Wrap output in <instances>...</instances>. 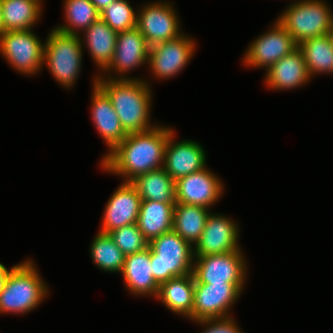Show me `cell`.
<instances>
[{
  "label": "cell",
  "mask_w": 333,
  "mask_h": 333,
  "mask_svg": "<svg viewBox=\"0 0 333 333\" xmlns=\"http://www.w3.org/2000/svg\"><path fill=\"white\" fill-rule=\"evenodd\" d=\"M96 77V84L110 98L127 134L148 131L157 126L150 124L152 92L147 81L140 78L105 79V76L101 75Z\"/></svg>",
  "instance_id": "2"
},
{
  "label": "cell",
  "mask_w": 333,
  "mask_h": 333,
  "mask_svg": "<svg viewBox=\"0 0 333 333\" xmlns=\"http://www.w3.org/2000/svg\"><path fill=\"white\" fill-rule=\"evenodd\" d=\"M277 21L296 44L329 33L333 12L322 0H299L288 6Z\"/></svg>",
  "instance_id": "5"
},
{
  "label": "cell",
  "mask_w": 333,
  "mask_h": 333,
  "mask_svg": "<svg viewBox=\"0 0 333 333\" xmlns=\"http://www.w3.org/2000/svg\"><path fill=\"white\" fill-rule=\"evenodd\" d=\"M245 284L195 283L194 305L190 320L231 317L228 311L238 300Z\"/></svg>",
  "instance_id": "9"
},
{
  "label": "cell",
  "mask_w": 333,
  "mask_h": 333,
  "mask_svg": "<svg viewBox=\"0 0 333 333\" xmlns=\"http://www.w3.org/2000/svg\"><path fill=\"white\" fill-rule=\"evenodd\" d=\"M142 199L131 182L123 183L108 200L100 232L110 233L121 227L136 224Z\"/></svg>",
  "instance_id": "15"
},
{
  "label": "cell",
  "mask_w": 333,
  "mask_h": 333,
  "mask_svg": "<svg viewBox=\"0 0 333 333\" xmlns=\"http://www.w3.org/2000/svg\"><path fill=\"white\" fill-rule=\"evenodd\" d=\"M12 268L13 267H11V269H7L2 263H0V293L4 289L7 276L10 273V271L12 270Z\"/></svg>",
  "instance_id": "33"
},
{
  "label": "cell",
  "mask_w": 333,
  "mask_h": 333,
  "mask_svg": "<svg viewBox=\"0 0 333 333\" xmlns=\"http://www.w3.org/2000/svg\"><path fill=\"white\" fill-rule=\"evenodd\" d=\"M131 183L136 187L142 201L152 200L176 204L175 181L162 168L137 176Z\"/></svg>",
  "instance_id": "24"
},
{
  "label": "cell",
  "mask_w": 333,
  "mask_h": 333,
  "mask_svg": "<svg viewBox=\"0 0 333 333\" xmlns=\"http://www.w3.org/2000/svg\"><path fill=\"white\" fill-rule=\"evenodd\" d=\"M80 35L61 33L55 28L48 35L44 47V64L52 76L66 89L73 87L82 65Z\"/></svg>",
  "instance_id": "6"
},
{
  "label": "cell",
  "mask_w": 333,
  "mask_h": 333,
  "mask_svg": "<svg viewBox=\"0 0 333 333\" xmlns=\"http://www.w3.org/2000/svg\"><path fill=\"white\" fill-rule=\"evenodd\" d=\"M226 216L210 214L198 242L195 244L194 257L224 254L241 249L238 245V225Z\"/></svg>",
  "instance_id": "14"
},
{
  "label": "cell",
  "mask_w": 333,
  "mask_h": 333,
  "mask_svg": "<svg viewBox=\"0 0 333 333\" xmlns=\"http://www.w3.org/2000/svg\"><path fill=\"white\" fill-rule=\"evenodd\" d=\"M195 279L193 274L175 277L159 285L156 299L173 313L189 318L194 305Z\"/></svg>",
  "instance_id": "21"
},
{
  "label": "cell",
  "mask_w": 333,
  "mask_h": 333,
  "mask_svg": "<svg viewBox=\"0 0 333 333\" xmlns=\"http://www.w3.org/2000/svg\"><path fill=\"white\" fill-rule=\"evenodd\" d=\"M150 46L147 44L145 37L141 34L140 30L135 27L130 30H125L117 34L116 47L113 59L110 65L104 70L113 73H119L120 77L115 78L107 76L110 79H136L127 78L123 74L135 69V67L142 66L148 63ZM118 71V72H117Z\"/></svg>",
  "instance_id": "17"
},
{
  "label": "cell",
  "mask_w": 333,
  "mask_h": 333,
  "mask_svg": "<svg viewBox=\"0 0 333 333\" xmlns=\"http://www.w3.org/2000/svg\"><path fill=\"white\" fill-rule=\"evenodd\" d=\"M195 322L202 324V326L206 325L207 328L203 331V333H242L237 325V322H235L232 317L199 320Z\"/></svg>",
  "instance_id": "32"
},
{
  "label": "cell",
  "mask_w": 333,
  "mask_h": 333,
  "mask_svg": "<svg viewBox=\"0 0 333 333\" xmlns=\"http://www.w3.org/2000/svg\"><path fill=\"white\" fill-rule=\"evenodd\" d=\"M109 235L125 256L141 252L149 245L137 224L121 227L111 231Z\"/></svg>",
  "instance_id": "31"
},
{
  "label": "cell",
  "mask_w": 333,
  "mask_h": 333,
  "mask_svg": "<svg viewBox=\"0 0 333 333\" xmlns=\"http://www.w3.org/2000/svg\"><path fill=\"white\" fill-rule=\"evenodd\" d=\"M85 45L89 49L94 63L103 71L110 65L116 47L117 32L101 19L84 31ZM86 38V39H85Z\"/></svg>",
  "instance_id": "23"
},
{
  "label": "cell",
  "mask_w": 333,
  "mask_h": 333,
  "mask_svg": "<svg viewBox=\"0 0 333 333\" xmlns=\"http://www.w3.org/2000/svg\"><path fill=\"white\" fill-rule=\"evenodd\" d=\"M328 35L330 36L331 41H332V45H333V22H332V25H331V28L329 30Z\"/></svg>",
  "instance_id": "36"
},
{
  "label": "cell",
  "mask_w": 333,
  "mask_h": 333,
  "mask_svg": "<svg viewBox=\"0 0 333 333\" xmlns=\"http://www.w3.org/2000/svg\"><path fill=\"white\" fill-rule=\"evenodd\" d=\"M96 78L93 80L92 87L91 116L95 128L108 146L109 152H111L128 134L123 129L110 98L96 84Z\"/></svg>",
  "instance_id": "18"
},
{
  "label": "cell",
  "mask_w": 333,
  "mask_h": 333,
  "mask_svg": "<svg viewBox=\"0 0 333 333\" xmlns=\"http://www.w3.org/2000/svg\"><path fill=\"white\" fill-rule=\"evenodd\" d=\"M48 287L31 260L13 266L0 293V313H27L48 295Z\"/></svg>",
  "instance_id": "3"
},
{
  "label": "cell",
  "mask_w": 333,
  "mask_h": 333,
  "mask_svg": "<svg viewBox=\"0 0 333 333\" xmlns=\"http://www.w3.org/2000/svg\"><path fill=\"white\" fill-rule=\"evenodd\" d=\"M209 209L198 205L176 203L173 230L193 247L205 228Z\"/></svg>",
  "instance_id": "26"
},
{
  "label": "cell",
  "mask_w": 333,
  "mask_h": 333,
  "mask_svg": "<svg viewBox=\"0 0 333 333\" xmlns=\"http://www.w3.org/2000/svg\"><path fill=\"white\" fill-rule=\"evenodd\" d=\"M266 71V85L273 90L300 87L310 80L303 54L298 47Z\"/></svg>",
  "instance_id": "19"
},
{
  "label": "cell",
  "mask_w": 333,
  "mask_h": 333,
  "mask_svg": "<svg viewBox=\"0 0 333 333\" xmlns=\"http://www.w3.org/2000/svg\"><path fill=\"white\" fill-rule=\"evenodd\" d=\"M41 0H2L3 32L30 30L40 19Z\"/></svg>",
  "instance_id": "25"
},
{
  "label": "cell",
  "mask_w": 333,
  "mask_h": 333,
  "mask_svg": "<svg viewBox=\"0 0 333 333\" xmlns=\"http://www.w3.org/2000/svg\"><path fill=\"white\" fill-rule=\"evenodd\" d=\"M99 12L105 9L110 3L115 0H90Z\"/></svg>",
  "instance_id": "34"
},
{
  "label": "cell",
  "mask_w": 333,
  "mask_h": 333,
  "mask_svg": "<svg viewBox=\"0 0 333 333\" xmlns=\"http://www.w3.org/2000/svg\"><path fill=\"white\" fill-rule=\"evenodd\" d=\"M100 19L117 33L137 27V13L127 0H115L100 12Z\"/></svg>",
  "instance_id": "30"
},
{
  "label": "cell",
  "mask_w": 333,
  "mask_h": 333,
  "mask_svg": "<svg viewBox=\"0 0 333 333\" xmlns=\"http://www.w3.org/2000/svg\"><path fill=\"white\" fill-rule=\"evenodd\" d=\"M174 208L175 204L152 200L141 202L136 224L148 242L173 230Z\"/></svg>",
  "instance_id": "22"
},
{
  "label": "cell",
  "mask_w": 333,
  "mask_h": 333,
  "mask_svg": "<svg viewBox=\"0 0 333 333\" xmlns=\"http://www.w3.org/2000/svg\"><path fill=\"white\" fill-rule=\"evenodd\" d=\"M194 39L182 34L179 37L150 46L148 65L155 78L167 79L177 75L195 52Z\"/></svg>",
  "instance_id": "10"
},
{
  "label": "cell",
  "mask_w": 333,
  "mask_h": 333,
  "mask_svg": "<svg viewBox=\"0 0 333 333\" xmlns=\"http://www.w3.org/2000/svg\"><path fill=\"white\" fill-rule=\"evenodd\" d=\"M3 32V24H2V0H0V34Z\"/></svg>",
  "instance_id": "35"
},
{
  "label": "cell",
  "mask_w": 333,
  "mask_h": 333,
  "mask_svg": "<svg viewBox=\"0 0 333 333\" xmlns=\"http://www.w3.org/2000/svg\"><path fill=\"white\" fill-rule=\"evenodd\" d=\"M148 247L151 249L152 275L159 285L192 273L195 260L193 246L174 230L152 239Z\"/></svg>",
  "instance_id": "4"
},
{
  "label": "cell",
  "mask_w": 333,
  "mask_h": 333,
  "mask_svg": "<svg viewBox=\"0 0 333 333\" xmlns=\"http://www.w3.org/2000/svg\"><path fill=\"white\" fill-rule=\"evenodd\" d=\"M90 256L103 271L121 273L123 269L125 255L108 233L99 231L95 236L90 246Z\"/></svg>",
  "instance_id": "29"
},
{
  "label": "cell",
  "mask_w": 333,
  "mask_h": 333,
  "mask_svg": "<svg viewBox=\"0 0 333 333\" xmlns=\"http://www.w3.org/2000/svg\"><path fill=\"white\" fill-rule=\"evenodd\" d=\"M126 288L135 295H151L155 298L159 284L152 275L151 249L125 256L121 271Z\"/></svg>",
  "instance_id": "20"
},
{
  "label": "cell",
  "mask_w": 333,
  "mask_h": 333,
  "mask_svg": "<svg viewBox=\"0 0 333 333\" xmlns=\"http://www.w3.org/2000/svg\"><path fill=\"white\" fill-rule=\"evenodd\" d=\"M173 131L157 125L148 131L129 133L111 152L103 155L100 167L125 177V182L160 169L164 165L168 137Z\"/></svg>",
  "instance_id": "1"
},
{
  "label": "cell",
  "mask_w": 333,
  "mask_h": 333,
  "mask_svg": "<svg viewBox=\"0 0 333 333\" xmlns=\"http://www.w3.org/2000/svg\"><path fill=\"white\" fill-rule=\"evenodd\" d=\"M298 45L293 37L276 21L272 29L254 40L244 54V63L249 67H265L267 70Z\"/></svg>",
  "instance_id": "11"
},
{
  "label": "cell",
  "mask_w": 333,
  "mask_h": 333,
  "mask_svg": "<svg viewBox=\"0 0 333 333\" xmlns=\"http://www.w3.org/2000/svg\"><path fill=\"white\" fill-rule=\"evenodd\" d=\"M174 132L168 137L163 169L176 181L205 168L207 163L206 153L201 144L187 139L175 141Z\"/></svg>",
  "instance_id": "16"
},
{
  "label": "cell",
  "mask_w": 333,
  "mask_h": 333,
  "mask_svg": "<svg viewBox=\"0 0 333 333\" xmlns=\"http://www.w3.org/2000/svg\"><path fill=\"white\" fill-rule=\"evenodd\" d=\"M42 41L30 30L9 31L0 34V52L18 72L35 75L44 65Z\"/></svg>",
  "instance_id": "7"
},
{
  "label": "cell",
  "mask_w": 333,
  "mask_h": 333,
  "mask_svg": "<svg viewBox=\"0 0 333 333\" xmlns=\"http://www.w3.org/2000/svg\"><path fill=\"white\" fill-rule=\"evenodd\" d=\"M223 195V183L207 167L175 181L176 203L210 208Z\"/></svg>",
  "instance_id": "13"
},
{
  "label": "cell",
  "mask_w": 333,
  "mask_h": 333,
  "mask_svg": "<svg viewBox=\"0 0 333 333\" xmlns=\"http://www.w3.org/2000/svg\"><path fill=\"white\" fill-rule=\"evenodd\" d=\"M194 258L192 274L195 283L245 284L247 264L240 249Z\"/></svg>",
  "instance_id": "8"
},
{
  "label": "cell",
  "mask_w": 333,
  "mask_h": 333,
  "mask_svg": "<svg viewBox=\"0 0 333 333\" xmlns=\"http://www.w3.org/2000/svg\"><path fill=\"white\" fill-rule=\"evenodd\" d=\"M310 78L319 73H333V45L328 34L298 44Z\"/></svg>",
  "instance_id": "27"
},
{
  "label": "cell",
  "mask_w": 333,
  "mask_h": 333,
  "mask_svg": "<svg viewBox=\"0 0 333 333\" xmlns=\"http://www.w3.org/2000/svg\"><path fill=\"white\" fill-rule=\"evenodd\" d=\"M64 6L67 23L55 27L61 33L79 35L78 31L83 33L100 19V12L90 0H65Z\"/></svg>",
  "instance_id": "28"
},
{
  "label": "cell",
  "mask_w": 333,
  "mask_h": 333,
  "mask_svg": "<svg viewBox=\"0 0 333 333\" xmlns=\"http://www.w3.org/2000/svg\"><path fill=\"white\" fill-rule=\"evenodd\" d=\"M176 12L169 2L144 5L137 12V28L149 46L166 42L182 35Z\"/></svg>",
  "instance_id": "12"
}]
</instances>
